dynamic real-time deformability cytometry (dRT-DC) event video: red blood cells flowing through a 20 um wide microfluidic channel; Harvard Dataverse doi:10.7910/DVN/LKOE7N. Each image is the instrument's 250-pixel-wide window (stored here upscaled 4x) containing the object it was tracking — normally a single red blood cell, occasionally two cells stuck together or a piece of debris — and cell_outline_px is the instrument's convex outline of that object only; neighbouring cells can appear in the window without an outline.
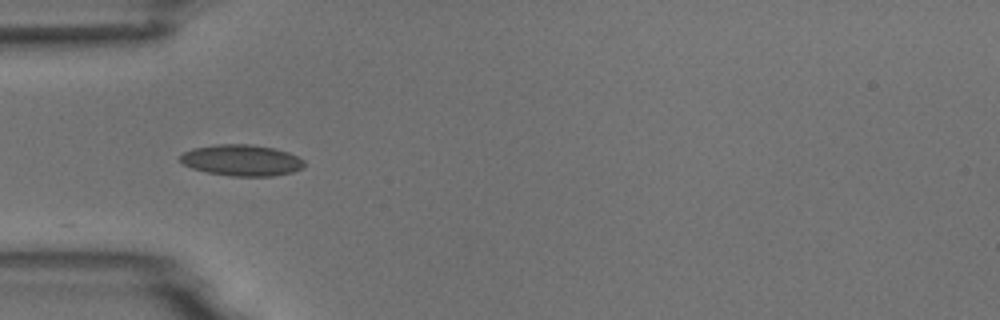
{"species": "common noctule bat (a hibernating species)", "species_latin": "Nyctalus noctula", "temperature_condition": "room temperature", "stored_images_in_passage": 38, "camera_frame_rate_fps": 3000, "um_per_image_px": 0.085, "animal": {"sex": "male", "body_mass_g": 18.8}, "frame": {"image": 1, "passage_image": 1, "time_ms": 0.0, "image_size_px": [1000, 320], "cell_outline_px": [[304, 168], [292, 172], [272, 176], [232, 176], [208, 172], [192, 168], [184, 164], [180, 160], [180, 156], [184, 152], [192, 148], [216, 144], [252, 144], [272, 148], [288, 152], [304, 160]], "centroid_in_image_um": [20.55, 13.62], "position_along_channel_um": 64.5, "area_um2": 22.48}}
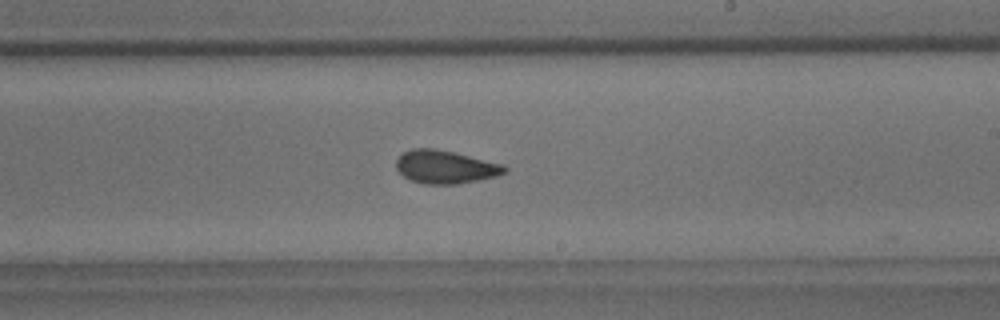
{"frame": {"image": 2, "passage_image": 16, "time_ms": 5.0, "image_size_px": [1000, 320], "cell_outline_px": [[508, 172], [496, 176], [480, 180], [456, 184], [424, 184], [408, 180], [396, 168], [396, 160], [404, 152], [412, 148], [436, 148], [504, 164], [508, 168]], "centroid_in_image_um": [37.87, 14.19], "position_along_channel_um": 251.1, "area_um2": 21.1}}
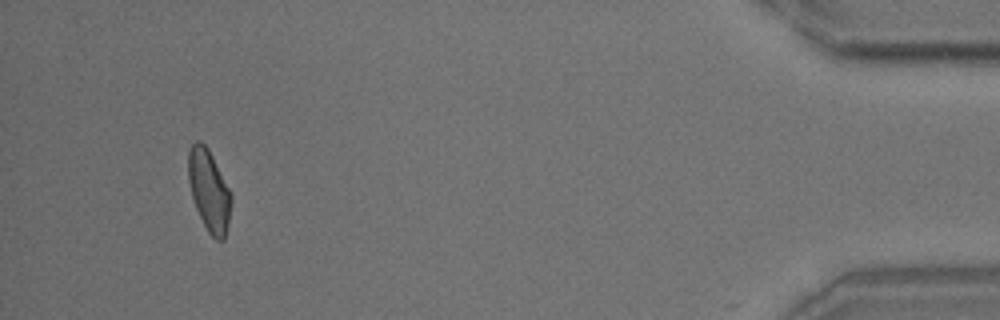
{"frame": {"image": 3, "passage_image": 35, "time_ms": 11.333, "image_size_px": [1000, 320], "cell_outline_px": [[232, 200], [228, 224], [224, 240], [216, 240], [208, 232], [196, 208], [192, 196], [188, 180], [188, 152], [192, 144], [196, 140], [200, 140], [208, 148], [232, 196]], "centroid_in_image_um": [17.76, 16.19], "position_along_channel_um": 417.4, "area_um2": 20.11}, "authors_computed_cell_mechanics": {"area_um2": 20.4612, "velocity_mm_per_s": 3.735, "shape_relaxation_time_tau1_ms": null, "shape_relaxation_time_tau2_ms": 2.7166, "deformation_change_tau1": null, "deformation_change_tau2": 0.0889}}